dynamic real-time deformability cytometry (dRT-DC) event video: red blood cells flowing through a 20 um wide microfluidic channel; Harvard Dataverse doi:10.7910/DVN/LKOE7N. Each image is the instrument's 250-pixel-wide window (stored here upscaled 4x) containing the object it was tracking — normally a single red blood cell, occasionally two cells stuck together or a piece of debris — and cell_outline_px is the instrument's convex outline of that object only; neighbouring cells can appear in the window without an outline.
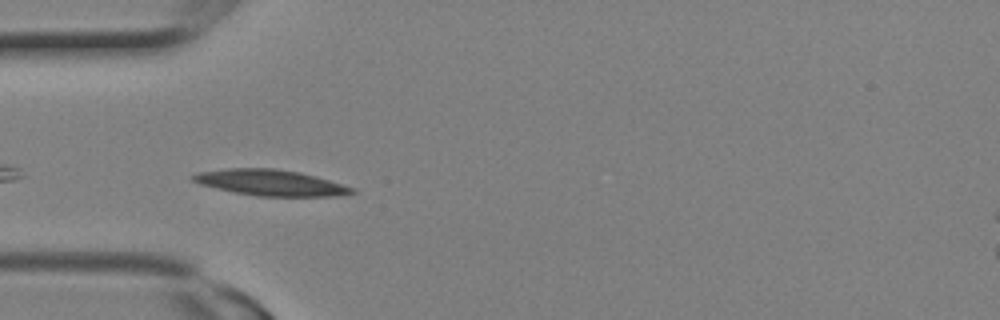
{"species": "Egyptian fruit bat (a non-hibernating species)", "species_latin": "Rousettus aegyptiacus", "temperature_condition": "room temperature", "stored_images_in_passage": 10, "camera_frame_rate_fps": 3000, "um_per_image_px": 0.085, "animal": {"sex": "female"}, "frame": {"image": 1, "passage_image": 7, "time_ms": 2.0, "image_size_px": [1000, 320], "cell_outline_px": [[356, 192], [336, 196], [256, 196], [216, 188], [200, 184], [192, 180], [192, 176], [196, 172], [228, 168], [276, 168], [300, 172], [356, 188]], "centroid_in_image_um": [22.99, 15.52], "position_along_channel_um": 62.0, "area_um2": 23.93}}
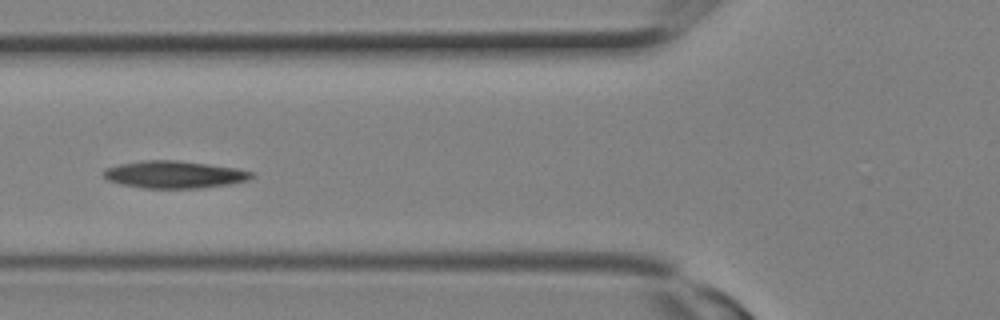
{"frame": {"image": 2, "passage_image": 9, "time_ms": 2.667, "image_size_px": [1000, 320], "cell_outline_px": [[256, 176], [248, 180], [228, 184], [200, 188], [144, 188], [120, 184], [108, 180], [104, 176], [104, 172], [108, 168], [120, 164], [140, 160], [180, 160], [236, 168], [256, 172]], "centroid_in_image_um": [14.87, 14.83], "position_along_channel_um": 110.9, "area_um2": 23.58}}